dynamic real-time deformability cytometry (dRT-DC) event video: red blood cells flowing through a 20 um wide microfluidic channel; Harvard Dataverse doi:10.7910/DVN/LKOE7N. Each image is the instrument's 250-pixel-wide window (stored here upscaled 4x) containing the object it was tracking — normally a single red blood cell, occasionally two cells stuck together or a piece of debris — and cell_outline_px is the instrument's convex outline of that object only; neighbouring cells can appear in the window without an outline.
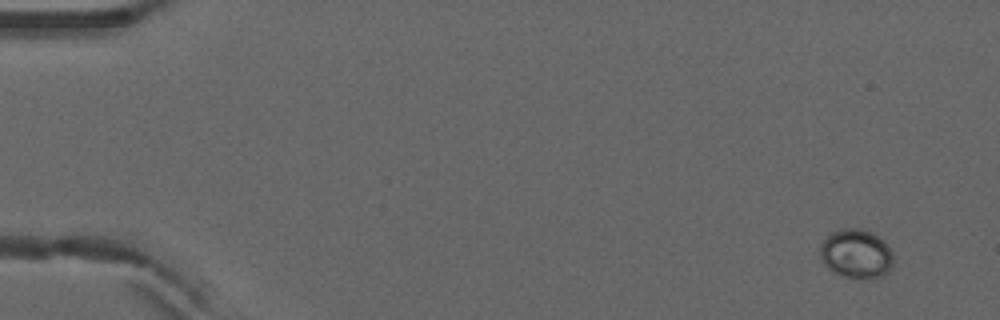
{"species": "common noctule bat (a hibernating species)", "species_latin": "Nyctalus noctula", "temperature_condition": "warm", "stored_images_in_passage": 6, "camera_frame_rate_fps": 3000, "um_per_image_px": 0.085, "animal": {"sex": "male", "forearm_length_mm": 52.5}, "frame": {"image": 1, "passage_image": 1, "time_ms": 0.0, "image_size_px": [1000, 320], "cell_outline_px": [[892, 264], [888, 272], [884, 276], [872, 280], [844, 276], [832, 272], [820, 260], [820, 244], [832, 232], [840, 228], [864, 228], [872, 232], [884, 240], [892, 252]], "centroid_in_image_um": [72.78, 21.57], "position_along_channel_um": 12.2, "area_um2": 21.39}}